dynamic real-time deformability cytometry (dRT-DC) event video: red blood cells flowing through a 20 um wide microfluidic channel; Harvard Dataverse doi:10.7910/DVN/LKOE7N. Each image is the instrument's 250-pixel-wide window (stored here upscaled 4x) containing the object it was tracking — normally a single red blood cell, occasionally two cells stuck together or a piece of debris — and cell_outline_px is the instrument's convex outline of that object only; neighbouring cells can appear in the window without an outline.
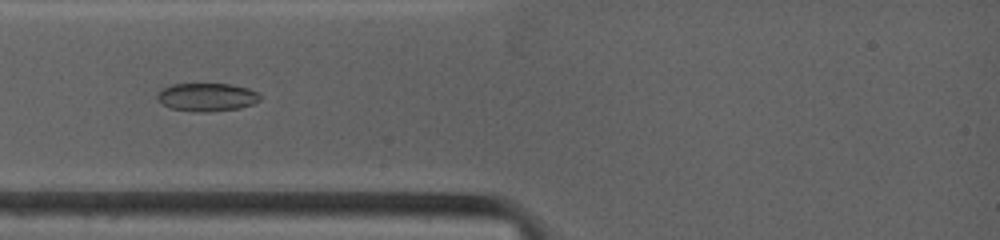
{"species": "common noctule bat (a hibernating species)", "species_latin": "Nyctalus noctula", "temperature_condition": "warm", "stored_images_in_passage": 6, "camera_frame_rate_fps": 4500, "um_per_image_px": 0.085, "animal": {"sex": "female", "body_mass_g": 19.0, "forearm_length_mm": 53.3}, "frame": {"image": 1, "passage_image": 4, "time_ms": 2.444, "image_size_px": [1000, 240], "cell_outline_px": [[260, 100], [252, 104], [240, 108], [208, 112], [196, 112], [172, 108], [164, 104], [156, 96], [156, 92], [172, 84], [228, 84], [248, 88], [256, 92], [260, 96]], "centroid_in_image_um": [17.59, 8.25], "position_along_channel_um": 67.4, "area_um2": 16.7}}
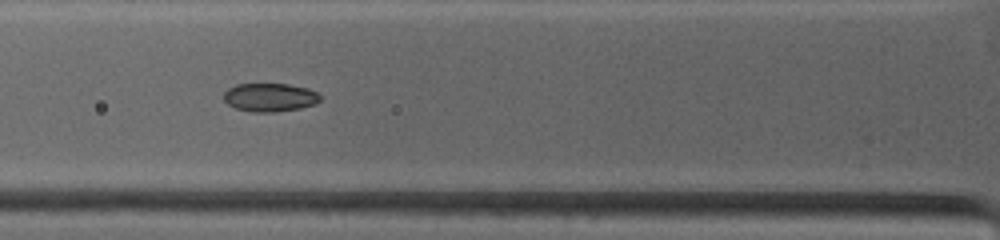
{"frame": {"image": 2, "passage_image": 5, "time_ms": 3.333, "image_size_px": [1000, 240], "cell_outline_px": [[320, 100], [316, 104], [300, 108], [276, 112], [252, 112], [236, 108], [228, 104], [224, 100], [224, 92], [228, 88], [236, 84], [288, 84], [308, 88], [316, 92], [320, 96]], "centroid_in_image_um": [22.94, 8.27], "position_along_channel_um": 102.9, "area_um2": 16.01}}
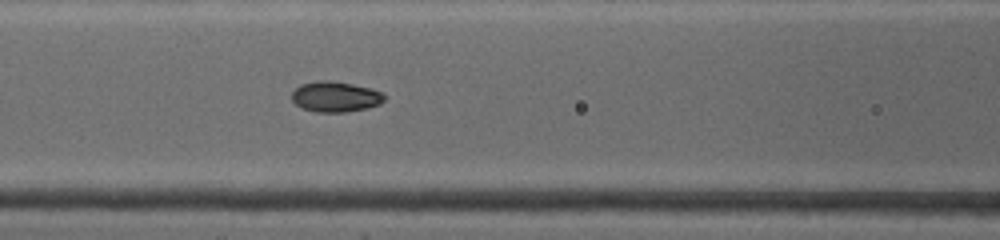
{"frame": {"image": 3, "passage_image": 6, "time_ms": 4.222, "image_size_px": [1000, 240], "cell_outline_px": [[384, 100], [380, 104], [368, 108], [344, 112], [316, 112], [304, 108], [296, 104], [292, 100], [292, 92], [300, 84], [316, 80], [328, 80], [352, 84], [372, 88], [384, 92]], "centroid_in_image_um": [28.53, 8.21], "position_along_channel_um": 138.1, "area_um2": 16.53}}